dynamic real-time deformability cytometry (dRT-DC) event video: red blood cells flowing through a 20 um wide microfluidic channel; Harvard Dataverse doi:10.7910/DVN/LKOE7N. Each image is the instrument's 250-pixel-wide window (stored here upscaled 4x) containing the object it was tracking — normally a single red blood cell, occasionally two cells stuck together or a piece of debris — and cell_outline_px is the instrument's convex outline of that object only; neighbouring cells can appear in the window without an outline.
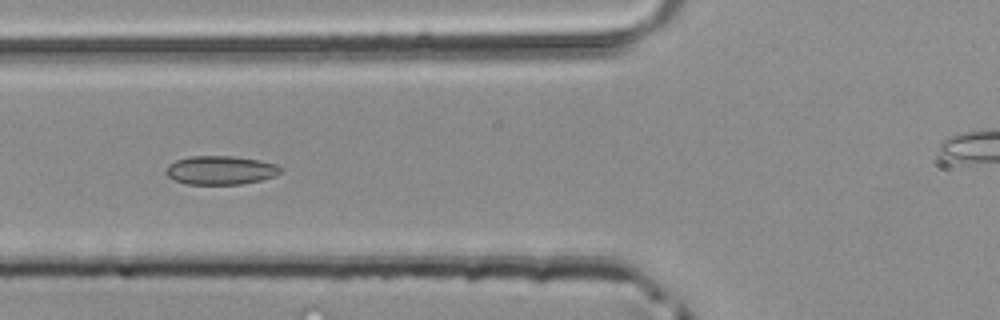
{"species": "common noctule bat (a hibernating species)", "species_latin": "Nyctalus noctula", "temperature_condition": "room temperature", "stored_images_in_passage": 18, "camera_frame_rate_fps": 3000, "um_per_image_px": 0.085, "animal": {"sex": "male", "body_mass_g": 20.4}, "frame": {"image": 1, "passage_image": 6, "time_ms": 1.667, "image_size_px": [1000, 320], "cell_outline_px": [[284, 168], [276, 176], [260, 180], [240, 184], [188, 184], [176, 180], [168, 176], [164, 172], [168, 164], [176, 160], [188, 156], [232, 156], [260, 160], [276, 164]], "centroid_in_image_um": [18.75, 14.46], "position_along_channel_um": 107.0, "area_um2": 19.25}}
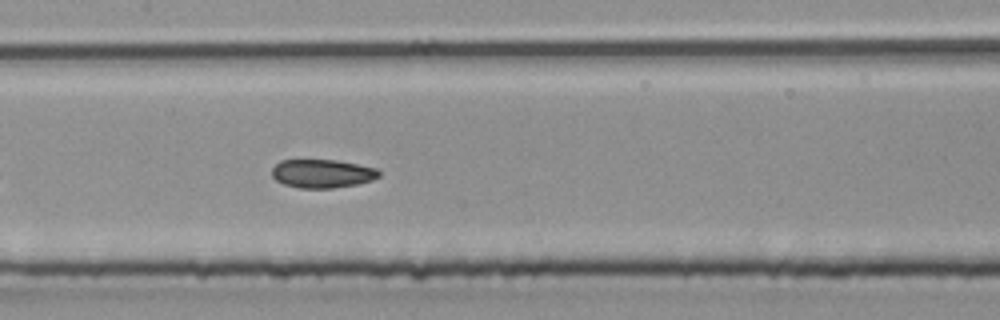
{"frame": {"image": 2, "passage_image": 11, "time_ms": 3.333, "image_size_px": [1000, 320], "cell_outline_px": [[380, 176], [372, 180], [356, 184], [332, 188], [300, 188], [284, 184], [276, 180], [272, 176], [272, 168], [280, 160], [336, 160], [376, 168], [380, 172]], "centroid_in_image_um": [27.38, 14.75], "position_along_channel_um": 180.0, "area_um2": 17.69}}